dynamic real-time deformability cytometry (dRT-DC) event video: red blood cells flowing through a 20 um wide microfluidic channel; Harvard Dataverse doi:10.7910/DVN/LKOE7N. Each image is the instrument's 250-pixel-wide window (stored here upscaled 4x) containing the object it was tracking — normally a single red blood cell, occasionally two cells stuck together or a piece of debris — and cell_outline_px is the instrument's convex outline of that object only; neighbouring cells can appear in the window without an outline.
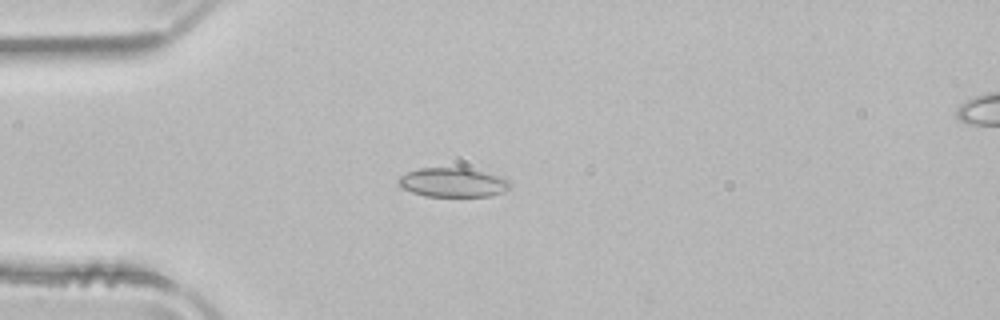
{"species": "common noctule bat (a hibernating species)", "species_latin": "Nyctalus noctula", "temperature_condition": "room temperature", "stored_images_in_passage": 4, "camera_frame_rate_fps": 3000, "um_per_image_px": 0.085, "animal": {"sex": "male", "body_mass_g": 21.5, "forearm_length_mm": 52.0}, "frame": {"image": 1, "passage_image": 2, "time_ms": 0.333, "image_size_px": [1000, 320], "cell_outline_px": [[512, 184], [504, 192], [488, 196], [424, 196], [412, 192], [404, 188], [396, 180], [400, 176], [408, 172], [420, 168], [464, 168], [500, 176], [508, 180]], "centroid_in_image_um": [38.49, 15.51], "position_along_channel_um": 46.5, "area_um2": 18.73}}